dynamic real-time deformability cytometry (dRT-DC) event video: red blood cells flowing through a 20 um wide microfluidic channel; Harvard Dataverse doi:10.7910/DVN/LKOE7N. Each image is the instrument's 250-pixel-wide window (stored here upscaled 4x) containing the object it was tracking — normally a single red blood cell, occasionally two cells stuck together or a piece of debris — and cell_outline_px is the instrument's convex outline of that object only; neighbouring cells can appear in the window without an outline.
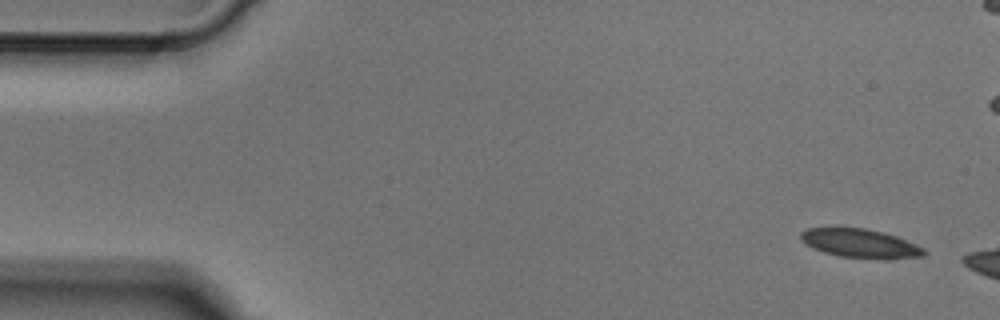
{"species": "Egyptian fruit bat (a non-hibernating species)", "species_latin": "Rousettus aegyptiacus", "temperature_condition": "cold", "stored_images_in_passage": 4, "segment_of_instrument_passage": [2, 2], "camera_frame_rate_fps": 3000, "um_per_image_px": 0.085, "animal": {"sex": "male"}, "frame": {"image": 1, "passage_image": 4, "time_ms": 1.0, "image_size_px": [1000, 320], "cell_outline_px": [[928, 252], [924, 256], [840, 256], [824, 252], [812, 248], [800, 236], [800, 232], [808, 228], [836, 224], [864, 228], [896, 236], [924, 248]], "centroid_in_image_um": [72.97, 20.58], "position_along_channel_um": 12.0, "area_um2": 20.17}}